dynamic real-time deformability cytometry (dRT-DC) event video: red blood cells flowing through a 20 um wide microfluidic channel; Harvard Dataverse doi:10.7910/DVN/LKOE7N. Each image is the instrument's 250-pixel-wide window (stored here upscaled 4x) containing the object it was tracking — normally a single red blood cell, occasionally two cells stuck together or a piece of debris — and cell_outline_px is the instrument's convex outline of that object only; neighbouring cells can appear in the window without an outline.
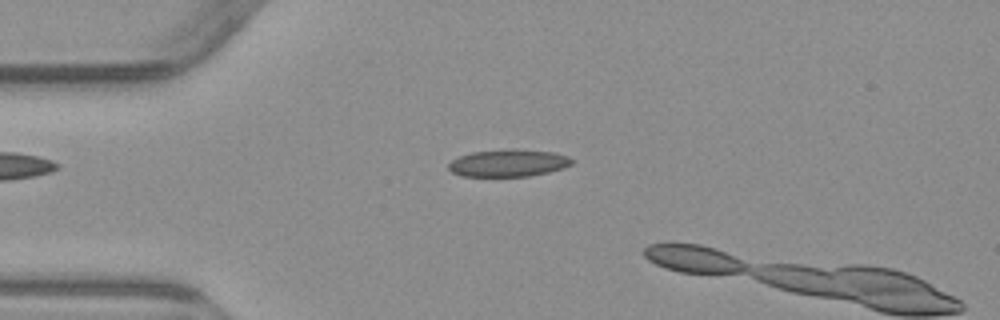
{"species": "common noctule bat (a hibernating species)", "species_latin": "Nyctalus noctula", "temperature_condition": "warm", "stored_images_in_passage": 2, "camera_frame_rate_fps": 3000, "um_per_image_px": 0.085, "animal": {"sex": "male", "body_mass_g": 23.1, "forearm_length_mm": 52.7}, "frame": {"image": 1, "passage_image": 1, "time_ms": 0.0, "image_size_px": [1000, 320], "cell_outline_px": [[576, 160], [572, 164], [564, 168], [548, 172], [528, 176], [464, 176], [452, 172], [448, 168], [448, 164], [452, 160], [460, 156], [472, 152], [512, 148], [516, 148], [552, 152], [568, 156]], "centroid_in_image_um": [43.25, 13.84], "position_along_channel_um": 41.8, "area_um2": 19.71}}